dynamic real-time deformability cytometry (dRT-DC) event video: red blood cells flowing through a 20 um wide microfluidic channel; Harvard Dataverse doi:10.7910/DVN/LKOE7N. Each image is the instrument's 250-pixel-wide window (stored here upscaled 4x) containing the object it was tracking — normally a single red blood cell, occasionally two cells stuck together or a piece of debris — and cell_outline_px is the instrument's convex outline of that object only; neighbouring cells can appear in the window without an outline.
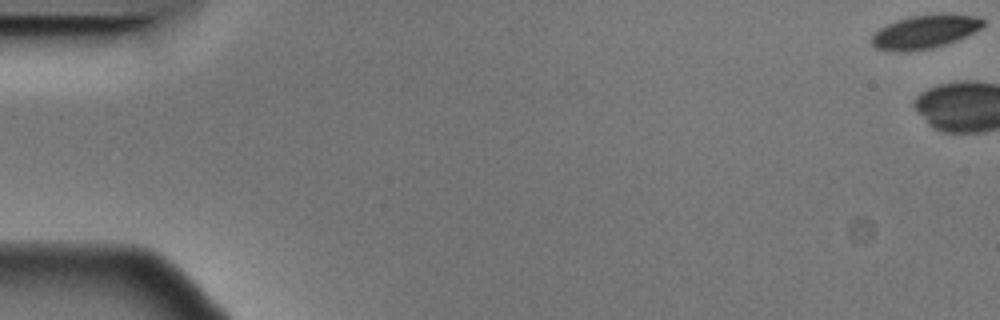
{"species": "Egyptian fruit bat (a non-hibernating species)", "species_latin": "Rousettus aegyptiacus", "temperature_condition": "cold", "stored_images_in_passage": 4, "camera_frame_rate_fps": 3000, "um_per_image_px": 0.085, "animal": {"sex": "male"}, "frame": {"image": 1, "passage_image": 1, "time_ms": 0.0, "image_size_px": [1000, 320], "cell_outline_px": [[984, 24], [980, 28], [956, 40], [932, 48], [904, 52], [892, 52], [876, 48], [872, 44], [872, 36], [880, 28], [896, 20], [912, 16], [940, 12], [952, 12], [976, 16], [984, 20]], "centroid_in_image_um": [78.62, 2.67], "position_along_channel_um": 6.4, "area_um2": 21.96}}